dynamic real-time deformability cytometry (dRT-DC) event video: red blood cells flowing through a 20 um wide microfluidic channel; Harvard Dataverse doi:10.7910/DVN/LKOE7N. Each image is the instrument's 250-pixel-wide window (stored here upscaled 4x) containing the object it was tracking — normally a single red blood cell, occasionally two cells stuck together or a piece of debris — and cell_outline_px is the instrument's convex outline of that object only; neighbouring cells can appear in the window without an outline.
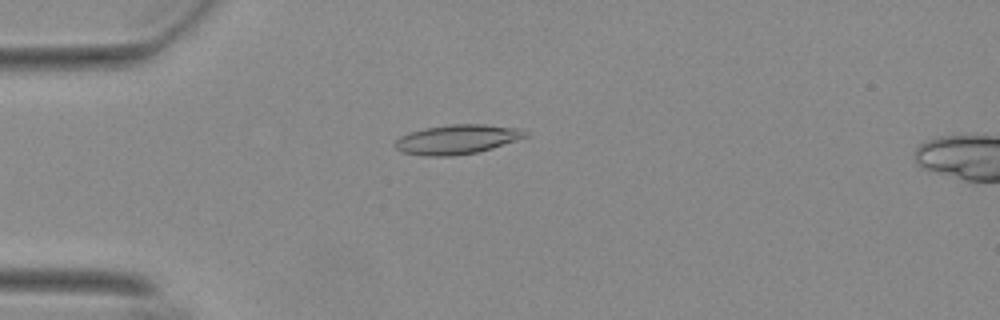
{"species": "Egyptian fruit bat (a non-hibernating species)", "species_latin": "Rousettus aegyptiacus", "temperature_condition": "warm", "stored_images_in_passage": 4, "camera_frame_rate_fps": 3000, "um_per_image_px": 0.085, "animal": {"sex": "female"}, "frame": {"image": 1, "passage_image": 1, "time_ms": 0.0, "image_size_px": [1000, 320], "cell_outline_px": [[528, 136], [492, 148], [476, 152], [452, 156], [424, 156], [400, 152], [392, 144], [400, 136], [424, 128], [448, 124], [484, 124], [520, 128], [528, 132]], "centroid_in_image_um": [38.83, 11.84], "position_along_channel_um": 46.2, "area_um2": 22.43}}